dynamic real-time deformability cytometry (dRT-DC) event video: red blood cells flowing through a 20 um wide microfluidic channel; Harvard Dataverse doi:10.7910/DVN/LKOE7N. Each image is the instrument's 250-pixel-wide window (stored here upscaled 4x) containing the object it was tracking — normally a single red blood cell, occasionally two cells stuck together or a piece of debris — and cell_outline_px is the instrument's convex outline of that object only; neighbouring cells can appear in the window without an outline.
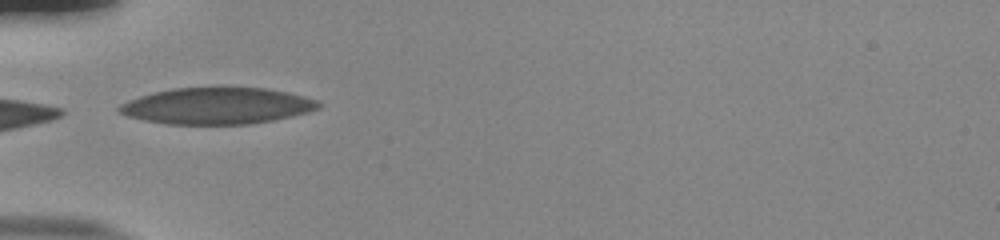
{"species": "human", "species_latin": "Homo sapiens", "temperature_condition": "room temperature", "stored_images_in_passage": 13, "camera_frame_rate_fps": 3000, "um_per_image_px": 0.085, "donor": {"sex": "male"}, "frame": {"image": 1, "passage_image": 1, "time_ms": 0.0, "image_size_px": [1000, 240], "cell_outline_px": [[320, 108], [308, 112], [292, 116], [252, 124], [168, 124], [144, 120], [128, 116], [120, 112], [116, 108], [120, 104], [128, 100], [152, 92], [172, 88], [264, 88], [304, 96], [316, 100], [320, 104]], "centroid_in_image_um": [18.42, 9.0], "position_along_channel_um": 66.6, "area_um2": 42.08}}
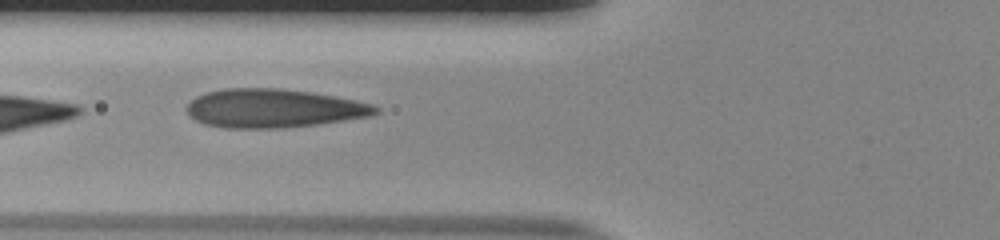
{"frame": {"image": 2, "passage_image": 4, "time_ms": 1.0, "image_size_px": [1000, 240], "cell_outline_px": [[380, 112], [368, 116], [316, 124], [280, 128], [224, 128], [204, 124], [188, 116], [184, 108], [196, 96], [208, 92], [224, 88], [276, 88], [308, 92], [332, 96], [372, 104], [380, 108]], "centroid_in_image_um": [23.17, 9.21], "position_along_channel_um": 102.6, "area_um2": 42.25}}
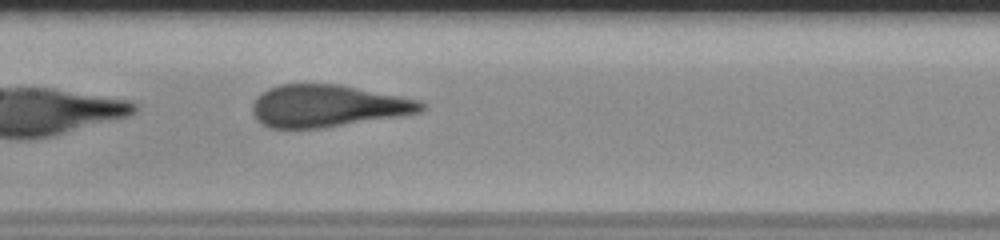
{"frame": {"image": 3, "passage_image": 10, "time_ms": 3.0, "image_size_px": [1000, 240], "cell_outline_px": [[424, 108], [420, 112], [400, 116], [324, 128], [268, 128], [260, 124], [256, 120], [252, 112], [252, 104], [256, 96], [268, 88], [280, 84], [336, 84], [420, 100], [424, 104]], "centroid_in_image_um": [27.78, 9.02], "position_along_channel_um": 179.6, "area_um2": 41.5}}